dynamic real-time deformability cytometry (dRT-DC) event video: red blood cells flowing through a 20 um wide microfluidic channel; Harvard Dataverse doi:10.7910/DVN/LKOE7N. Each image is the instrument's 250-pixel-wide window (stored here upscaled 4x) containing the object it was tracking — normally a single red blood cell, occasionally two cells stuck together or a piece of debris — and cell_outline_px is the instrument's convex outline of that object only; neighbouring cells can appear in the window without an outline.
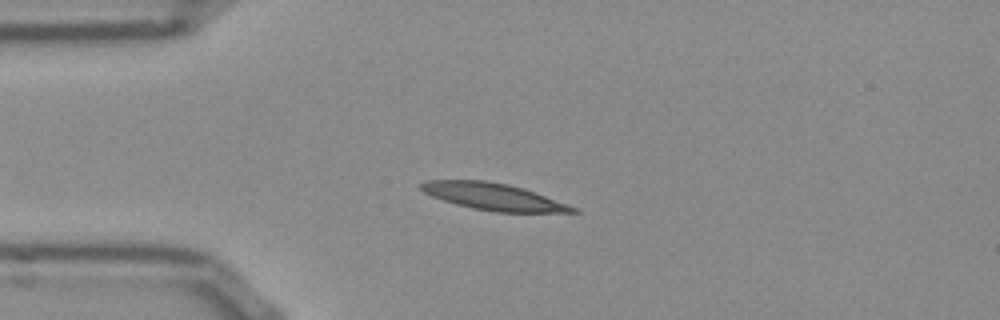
{"species": "Egyptian fruit bat (a non-hibernating species)", "species_latin": "Rousettus aegyptiacus", "temperature_condition": "room temperature", "stored_images_in_passage": 45, "camera_frame_rate_fps": 3000, "um_per_image_px": 0.085, "frame": {"image": 1, "passage_image": 9, "time_ms": 2.667, "image_size_px": [1000, 320], "cell_outline_px": [[580, 212], [496, 212], [456, 204], [432, 196], [424, 192], [420, 188], [420, 184], [428, 180], [484, 180], [508, 184], [524, 188], [568, 204], [576, 208]], "centroid_in_image_um": [41.95, 16.7], "position_along_channel_um": 43.1, "area_um2": 23.47}}
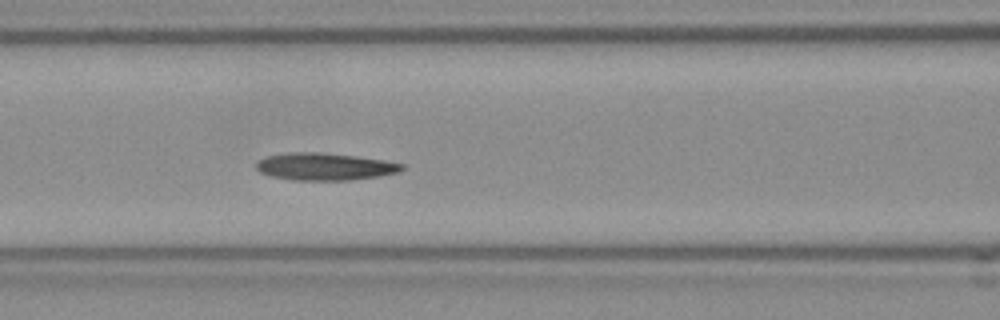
{"frame": {"image": 2, "passage_image": 18, "time_ms": 5.667, "image_size_px": [1000, 320], "cell_outline_px": [[404, 168], [396, 172], [376, 176], [352, 180], [292, 180], [272, 176], [260, 172], [256, 168], [256, 164], [260, 160], [268, 156], [288, 152], [320, 152], [356, 156], [384, 160], [404, 164]], "centroid_in_image_um": [27.59, 14.15], "position_along_channel_um": 139.0, "area_um2": 22.95}}
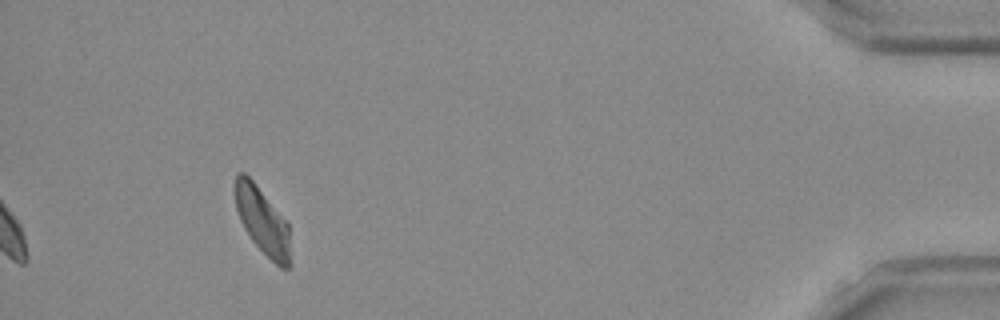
{"frame": {"image": 3, "passage_image": 45, "time_ms": 14.667, "image_size_px": [1000, 320], "cell_outline_px": [[292, 268], [280, 268], [252, 240], [244, 228], [240, 220], [236, 208], [236, 172], [244, 172], [256, 184], [288, 224], [292, 264]], "centroid_in_image_um": [22.34, 18.83], "position_along_channel_um": 412.9, "area_um2": 21.21}}